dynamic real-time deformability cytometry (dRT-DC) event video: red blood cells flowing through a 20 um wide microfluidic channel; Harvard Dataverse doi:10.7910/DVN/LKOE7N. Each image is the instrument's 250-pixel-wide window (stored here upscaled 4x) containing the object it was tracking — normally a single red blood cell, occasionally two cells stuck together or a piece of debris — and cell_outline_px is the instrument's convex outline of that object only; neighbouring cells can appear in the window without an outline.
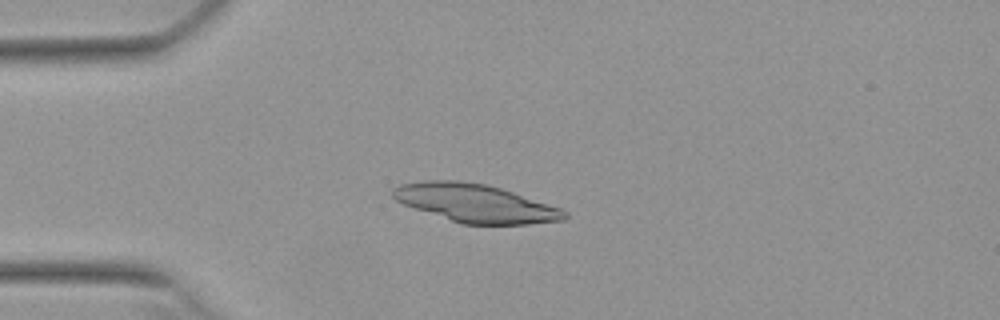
{"species": "Egyptian fruit bat (a non-hibernating species)", "species_latin": "Rousettus aegyptiacus", "temperature_condition": "warm", "stored_images_in_passage": 40, "camera_frame_rate_fps": 3000, "um_per_image_px": 0.085, "animal": {"sex": "female"}, "frame": {"image": 1, "passage_image": 1, "time_ms": 0.0, "image_size_px": [1000, 320], "cell_outline_px": [[568, 216], [564, 220], [528, 224], [460, 224], [404, 204], [396, 200], [392, 196], [392, 188], [400, 184], [424, 180], [460, 180], [488, 184], [560, 208], [568, 212]], "centroid_in_image_um": [40.38, 17.26], "position_along_channel_um": 44.6, "area_um2": 38.03}}